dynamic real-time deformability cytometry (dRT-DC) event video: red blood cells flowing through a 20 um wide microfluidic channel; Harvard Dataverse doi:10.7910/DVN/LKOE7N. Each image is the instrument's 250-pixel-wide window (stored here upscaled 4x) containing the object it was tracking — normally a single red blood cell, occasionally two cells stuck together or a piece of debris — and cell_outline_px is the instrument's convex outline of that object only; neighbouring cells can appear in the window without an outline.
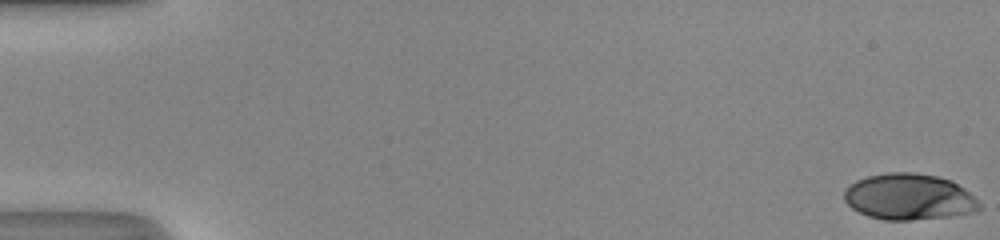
{"species": "human", "species_latin": "Homo sapiens", "temperature_condition": "room temperature", "stored_images_in_passage": 51, "camera_frame_rate_fps": 3000, "um_per_image_px": 0.085, "donor": {"sex": "male"}, "frame": {"image": 1, "passage_image": 1, "time_ms": 0.0, "image_size_px": [1000, 240], "cell_outline_px": [[980, 208], [976, 212], [948, 216], [912, 220], [884, 220], [868, 216], [852, 208], [844, 200], [844, 188], [848, 184], [856, 180], [868, 176], [888, 172], [916, 172], [936, 176], [952, 180], [964, 188], [980, 204]], "centroid_in_image_um": [77.23, 16.72], "position_along_channel_um": 7.8, "area_um2": 36.47}}
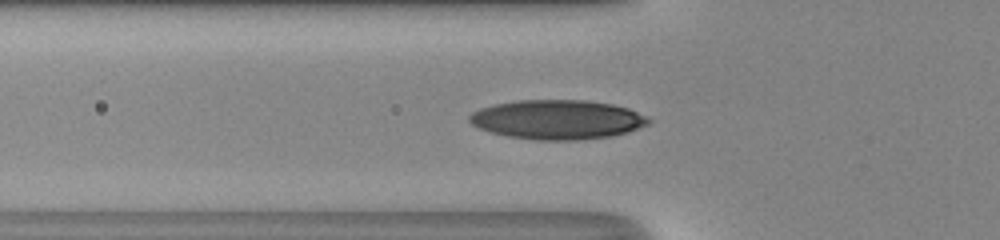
{"frame": {"image": 2, "passage_image": 19, "time_ms": 6.0, "image_size_px": [1000, 240], "cell_outline_px": [[652, 120], [648, 124], [628, 132], [612, 136], [576, 140], [536, 140], [508, 136], [492, 132], [480, 128], [472, 124], [468, 120], [468, 116], [472, 112], [480, 108], [492, 104], [516, 100], [588, 100], [612, 104], [628, 108]], "centroid_in_image_um": [47.35, 10.16], "position_along_channel_um": 78.4, "area_um2": 41.1}}
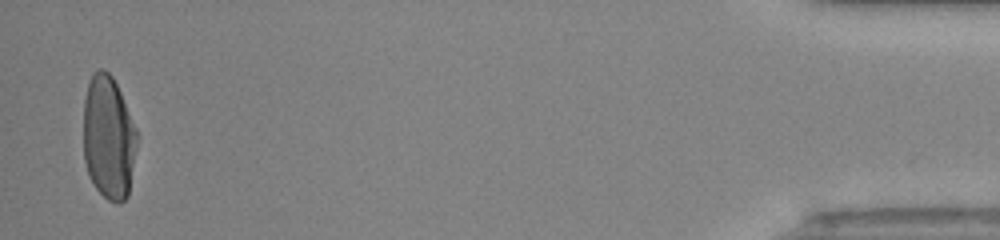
{"frame": {"image": 3, "passage_image": 50, "time_ms": 16.333, "image_size_px": [1000, 240], "cell_outline_px": [[136, 148], [128, 196], [120, 204], [116, 204], [108, 200], [96, 188], [88, 176], [84, 160], [84, 100], [88, 80], [92, 72], [96, 68], [104, 68], [112, 76], [120, 92], [136, 128]], "centroid_in_image_um": [9.2, 11.68], "position_along_channel_um": 426.0, "area_um2": 38.78}, "authors_computed_cell_mechanics": {"area_um2": 38.148, "velocity_mm_per_s": 4.2017, "shape_relaxation_time_tau1_ms": 4.5074, "shape_relaxation_time_tau2_ms": null, "deformation_change_tau1": 0.2225, "deformation_change_tau2": null}}